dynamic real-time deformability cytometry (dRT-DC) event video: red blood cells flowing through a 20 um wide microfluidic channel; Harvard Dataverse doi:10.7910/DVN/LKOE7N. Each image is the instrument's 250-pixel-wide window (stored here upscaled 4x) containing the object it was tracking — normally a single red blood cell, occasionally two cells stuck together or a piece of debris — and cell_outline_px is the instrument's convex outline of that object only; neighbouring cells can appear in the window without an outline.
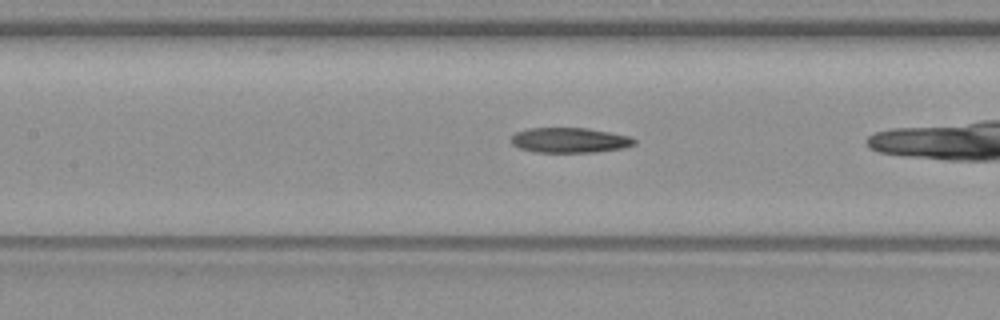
{"species": "common noctule bat (a hibernating species)", "species_latin": "Nyctalus noctula", "temperature_condition": "warm", "stored_images_in_passage": 36, "camera_frame_rate_fps": 3000, "um_per_image_px": 0.085, "animal": {"sex": "female", "body_mass_g": 19.3, "forearm_length_mm": 54.1}, "frame": {"image": 1, "passage_image": 19, "time_ms": 6.0, "image_size_px": [1000, 320], "cell_outline_px": [[636, 144], [624, 148], [596, 152], [532, 152], [520, 148], [512, 144], [512, 136], [516, 132], [528, 128], [588, 128], [632, 136], [636, 140]], "centroid_in_image_um": [48.46, 11.92], "position_along_channel_um": 158.9, "area_um2": 18.15}}
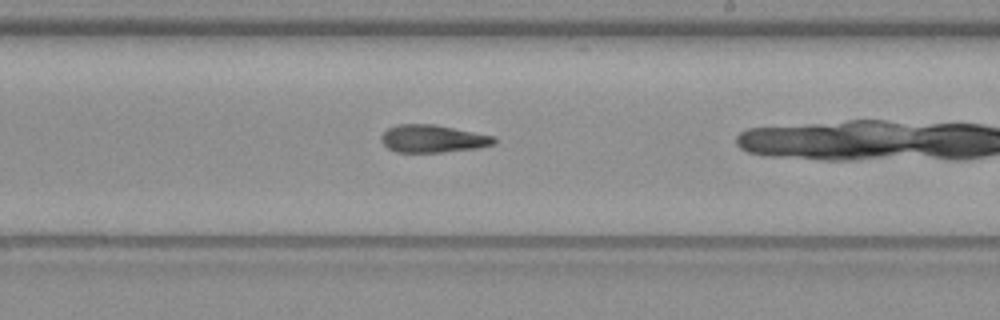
{"frame": {"image": 2, "passage_image": 26, "time_ms": 8.333, "image_size_px": [1000, 320], "cell_outline_px": [[496, 144], [476, 148], [444, 152], [396, 152], [388, 148], [380, 140], [380, 136], [388, 128], [396, 124], [432, 124], [496, 136]], "centroid_in_image_um": [36.78, 11.79], "position_along_channel_um": 252.2, "area_um2": 18.21}}
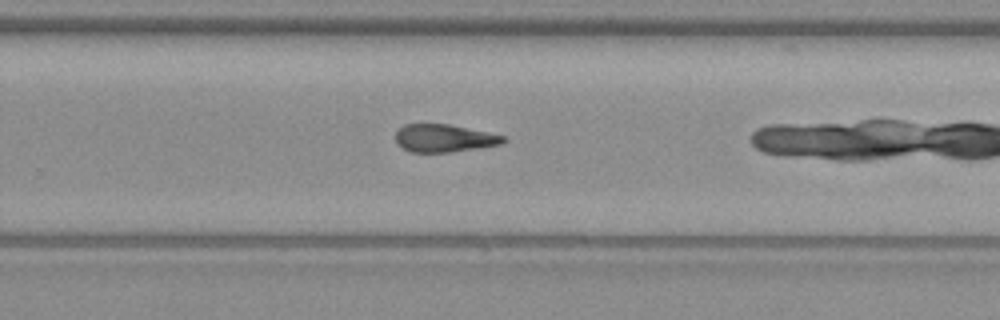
{"frame": {"image": 3, "passage_image": 29, "time_ms": 9.333, "image_size_px": [1000, 320], "cell_outline_px": [[508, 140], [504, 144], [480, 148], [452, 152], [408, 152], [400, 148], [396, 144], [396, 132], [404, 124], [448, 124], [488, 132], [504, 136]], "centroid_in_image_um": [37.76, 11.76], "position_along_channel_um": 292.0, "area_um2": 17.69}}